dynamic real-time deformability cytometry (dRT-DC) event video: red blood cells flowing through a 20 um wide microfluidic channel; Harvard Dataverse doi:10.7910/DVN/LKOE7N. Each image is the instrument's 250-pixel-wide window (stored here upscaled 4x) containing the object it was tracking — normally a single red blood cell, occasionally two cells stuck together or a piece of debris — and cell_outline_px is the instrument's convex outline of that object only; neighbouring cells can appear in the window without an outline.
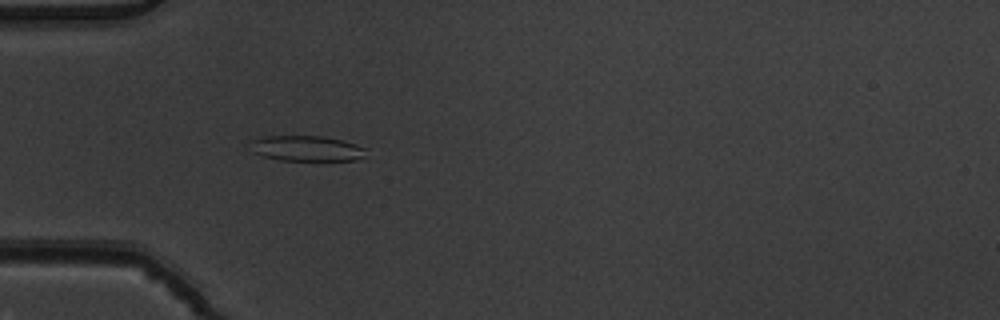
{"species": "common noctule bat (a hibernating species)", "species_latin": "Nyctalus noctula", "temperature_condition": "warm", "stored_images_in_passage": 4, "camera_frame_rate_fps": 3000, "um_per_image_px": 0.085, "animal": {"sex": "male", "body_mass_g": 19.5, "forearm_length_mm": 54.6}, "frame": {"image": 1, "passage_image": 4, "time_ms": 1.0, "image_size_px": [1000, 320], "cell_outline_px": [[368, 148], [364, 156], [356, 160], [280, 160], [264, 156], [252, 152], [248, 140], [264, 136], [324, 136], [356, 144]], "centroid_in_image_um": [26.03, 12.61], "position_along_channel_um": 59.0, "area_um2": 17.28}}